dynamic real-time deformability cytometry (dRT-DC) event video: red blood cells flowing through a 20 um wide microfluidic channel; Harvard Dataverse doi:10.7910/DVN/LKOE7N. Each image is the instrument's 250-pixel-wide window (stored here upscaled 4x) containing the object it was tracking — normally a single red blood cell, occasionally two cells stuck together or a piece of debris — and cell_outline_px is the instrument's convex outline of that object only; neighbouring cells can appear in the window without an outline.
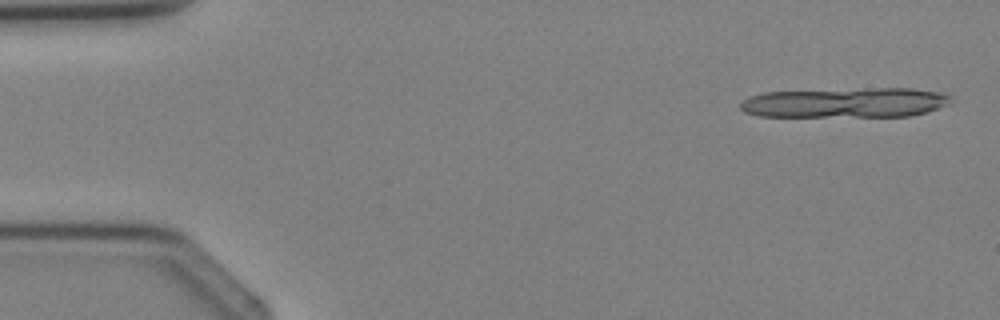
{"species": "Egyptian fruit bat (a non-hibernating species)", "species_latin": "Rousettus aegyptiacus", "temperature_condition": "cold", "stored_images_in_passage": 4, "segment_of_instrument_passage": [1, 2], "camera_frame_rate_fps": 3000, "um_per_image_px": 0.085, "animal": {"sex": "female"}, "frame": {"image": 1, "passage_image": 1, "time_ms": 0.0, "image_size_px": [1000, 320], "cell_outline_px": [[952, 96], [948, 104], [912, 116], [756, 116], [744, 112], [740, 108], [740, 104], [744, 100], [752, 96], [764, 92], [864, 88], [912, 88], [936, 92]], "centroid_in_image_um": [71.83, 8.72], "position_along_channel_um": 13.2, "area_um2": 36.53}}